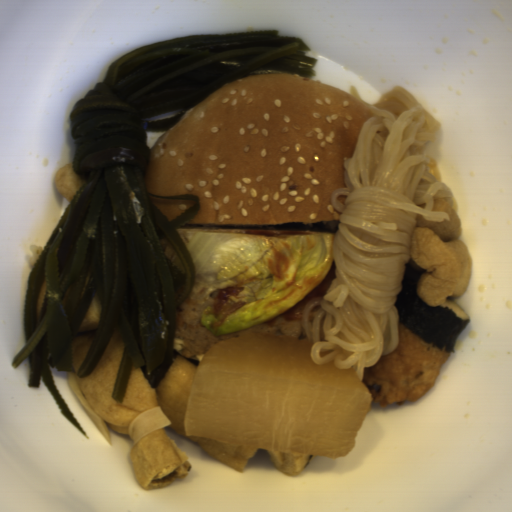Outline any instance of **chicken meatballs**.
<instances>
[{"label": "chicken meatballs", "instance_id": "chicken-meatballs-1", "mask_svg": "<svg viewBox=\"0 0 512 512\" xmlns=\"http://www.w3.org/2000/svg\"><path fill=\"white\" fill-rule=\"evenodd\" d=\"M398 331L395 351L381 356L362 373L370 403L379 404L381 408L421 398L433 388L441 366L450 357L445 347L439 349L399 321Z\"/></svg>", "mask_w": 512, "mask_h": 512}]
</instances>
